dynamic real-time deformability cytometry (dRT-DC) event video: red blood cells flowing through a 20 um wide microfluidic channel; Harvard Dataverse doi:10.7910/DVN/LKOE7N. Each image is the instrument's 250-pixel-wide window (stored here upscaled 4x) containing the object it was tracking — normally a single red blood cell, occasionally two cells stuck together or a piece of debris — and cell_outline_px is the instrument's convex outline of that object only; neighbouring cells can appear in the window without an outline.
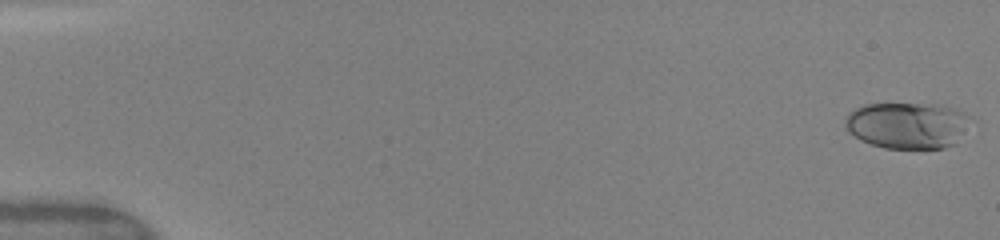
{"species": "human", "species_latin": "Homo sapiens", "temperature_condition": "warm", "stored_images_in_passage": 19, "camera_frame_rate_fps": 3000, "um_per_image_px": 0.085, "donor": {"sex": "female"}, "frame": {"image": 1, "passage_image": 1, "time_ms": 0.0, "image_size_px": [1000, 240], "cell_outline_px": [[964, 116], [956, 144], [944, 148], [884, 148], [860, 140], [848, 132], [844, 124], [844, 120], [848, 112], [864, 104], [936, 104], [952, 108], [964, 112]], "centroid_in_image_um": [76.97, 10.65], "position_along_channel_um": 8.0, "area_um2": 33.06}}
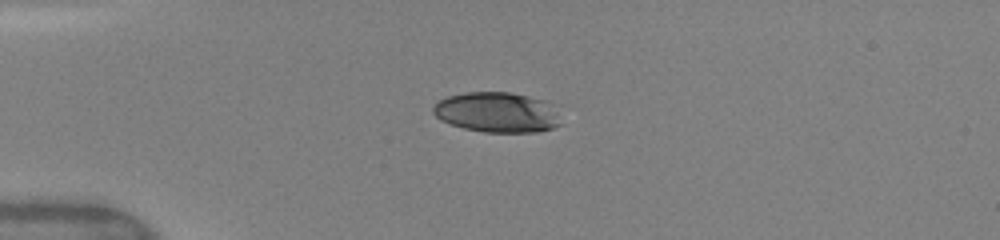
{"frame": {"image": 2, "passage_image": 12, "time_ms": 4.0, "image_size_px": [1000, 240], "cell_outline_px": [[564, 124], [552, 128], [536, 132], [484, 132], [464, 128], [440, 120], [432, 112], [432, 108], [440, 100], [448, 96], [464, 92], [512, 92], [544, 100], [552, 104]], "centroid_in_image_um": [42.28, 9.55], "position_along_channel_um": 42.7, "area_um2": 30.11}}
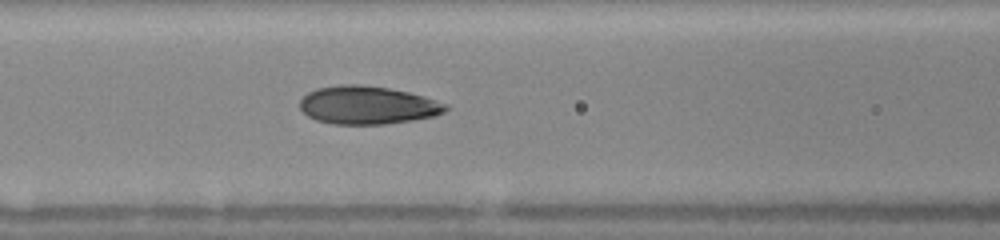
{"frame": {"image": 3, "passage_image": 19, "time_ms": 7.0, "image_size_px": [1000, 240], "cell_outline_px": [[448, 108], [444, 112], [436, 116], [412, 120], [384, 124], [332, 124], [316, 120], [308, 116], [300, 108], [300, 100], [308, 92], [316, 88], [340, 84], [360, 84], [388, 88], [408, 92], [424, 96], [448, 104]], "centroid_in_image_um": [31.24, 8.93], "position_along_channel_um": 135.4, "area_um2": 32.48}}